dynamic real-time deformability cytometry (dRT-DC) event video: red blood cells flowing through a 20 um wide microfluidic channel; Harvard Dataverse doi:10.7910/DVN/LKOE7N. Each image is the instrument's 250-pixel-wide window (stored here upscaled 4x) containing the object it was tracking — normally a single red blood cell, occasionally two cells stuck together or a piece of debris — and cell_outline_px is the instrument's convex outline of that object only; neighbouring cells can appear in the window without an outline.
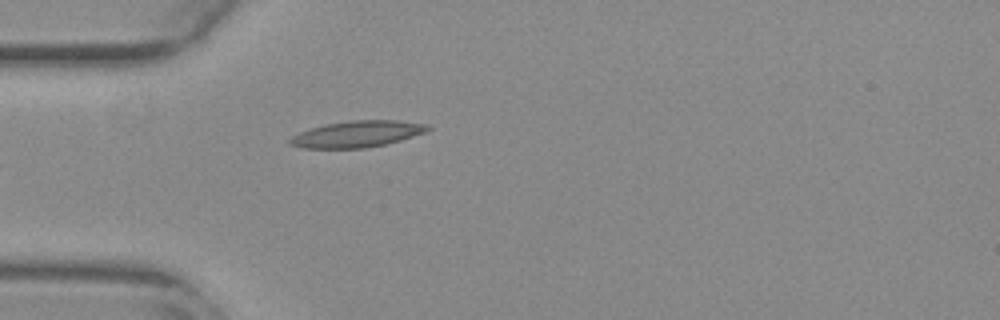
{"species": "common noctule bat (a hibernating species)", "species_latin": "Nyctalus noctula", "temperature_condition": "warm", "stored_images_in_passage": 24, "camera_frame_rate_fps": 3000, "um_per_image_px": 0.085, "animal": {"sex": "female", "body_mass_g": 29.2, "forearm_length_mm": 56.3}, "frame": {"image": 1, "passage_image": 1, "time_ms": 0.0, "image_size_px": [1000, 320], "cell_outline_px": [[432, 128], [424, 132], [400, 140], [384, 144], [364, 148], [304, 148], [288, 144], [288, 140], [292, 136], [308, 128], [324, 124], [352, 120], [396, 120], [428, 124]], "centroid_in_image_um": [30.32, 11.38], "position_along_channel_um": 54.7, "area_um2": 21.15}}
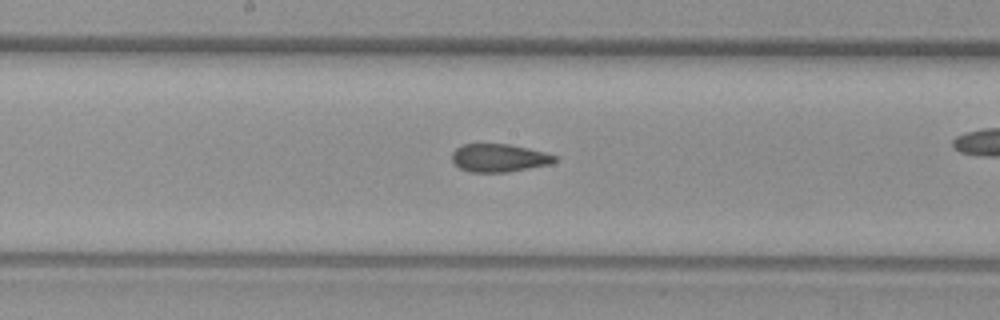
{"frame": {"image": 2, "passage_image": 10, "time_ms": 3.0, "image_size_px": [1000, 320], "cell_outline_px": [[560, 160], [552, 164], [508, 172], [468, 172], [460, 168], [452, 160], [452, 152], [456, 148], [464, 144], [508, 144], [528, 148], [544, 152], [556, 156]], "centroid_in_image_um": [42.45, 13.43], "position_along_channel_um": 205.8, "area_um2": 16.88}}
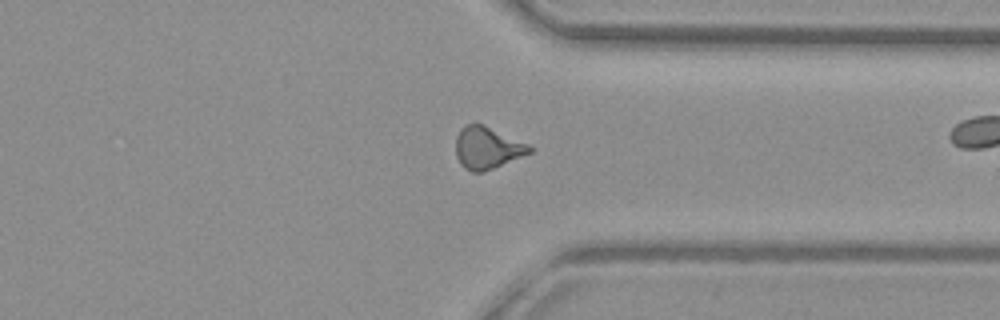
{"frame": {"image": 3, "passage_image": 23, "time_ms": 7.333, "image_size_px": [1000, 320], "cell_outline_px": [[532, 152], [484, 172], [472, 172], [464, 168], [460, 164], [456, 156], [456, 136], [460, 128], [468, 124], [484, 124], [528, 144], [532, 148]], "centroid_in_image_um": [41.39, 12.57], "position_along_channel_um": 370.0, "area_um2": 18.09}}